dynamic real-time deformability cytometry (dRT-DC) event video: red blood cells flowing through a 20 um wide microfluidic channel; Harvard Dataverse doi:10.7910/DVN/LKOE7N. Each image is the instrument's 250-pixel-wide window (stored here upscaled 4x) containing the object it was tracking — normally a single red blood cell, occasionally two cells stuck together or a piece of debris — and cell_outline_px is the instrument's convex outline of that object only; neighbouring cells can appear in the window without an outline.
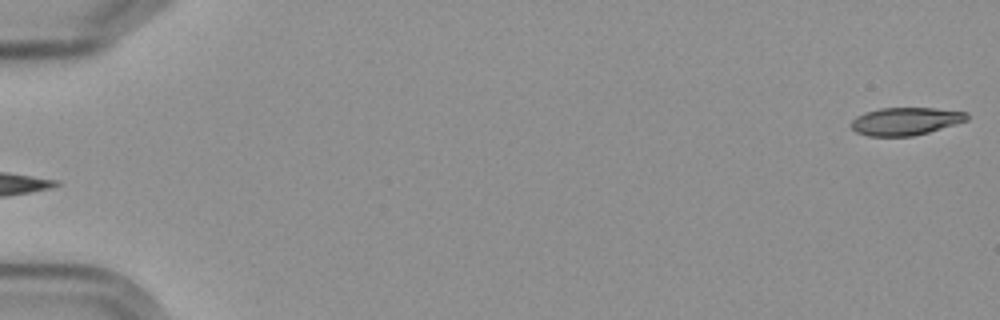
{"species": "Egyptian fruit bat (a non-hibernating species)", "species_latin": "Rousettus aegyptiacus", "temperature_condition": "cold", "stored_images_in_passage": 3, "segment_of_instrument_passage": [2, 2], "camera_frame_rate_fps": 3000, "um_per_image_px": 0.085, "frame": {"image": 1, "passage_image": 3, "time_ms": 3.333, "image_size_px": [1000, 320], "cell_outline_px": [[968, 120], [956, 124], [928, 132], [912, 136], [868, 136], [856, 132], [848, 124], [856, 116], [864, 112], [880, 108], [936, 108], [968, 112]], "centroid_in_image_um": [76.95, 10.3], "position_along_channel_um": 8.1, "area_um2": 18.84}}